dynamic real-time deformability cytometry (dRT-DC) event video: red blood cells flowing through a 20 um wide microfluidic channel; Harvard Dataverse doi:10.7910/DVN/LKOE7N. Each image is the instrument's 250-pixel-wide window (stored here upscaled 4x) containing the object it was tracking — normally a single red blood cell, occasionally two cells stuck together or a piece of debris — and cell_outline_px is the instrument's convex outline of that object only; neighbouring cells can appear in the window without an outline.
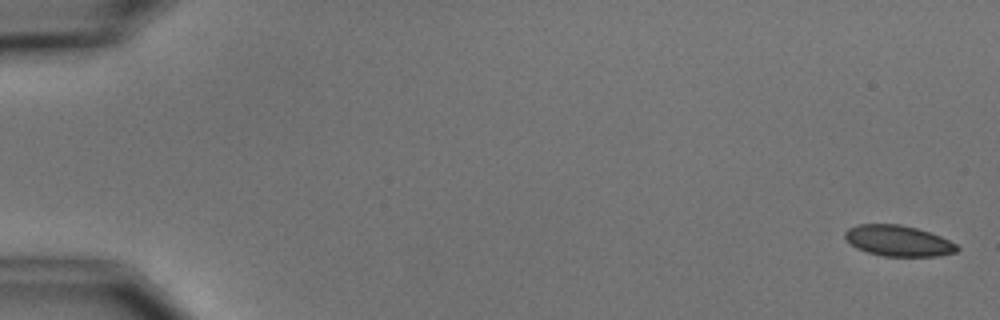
{"species": "common noctule bat (a hibernating species)", "species_latin": "Nyctalus noctula", "temperature_condition": "cold", "stored_images_in_passage": 7, "camera_frame_rate_fps": 3000, "um_per_image_px": 0.085, "animal": {"sex": "male", "body_mass_g": 15.6}, "frame": {"image": 1, "passage_image": 1, "time_ms": 0.0, "image_size_px": [1000, 320], "cell_outline_px": [[960, 248], [956, 252], [936, 256], [884, 256], [868, 252], [856, 248], [844, 236], [844, 232], [848, 228], [860, 224], [900, 224], [916, 228], [940, 236], [956, 244]], "centroid_in_image_um": [76.35, 20.46], "position_along_channel_um": 8.7, "area_um2": 19.94}}
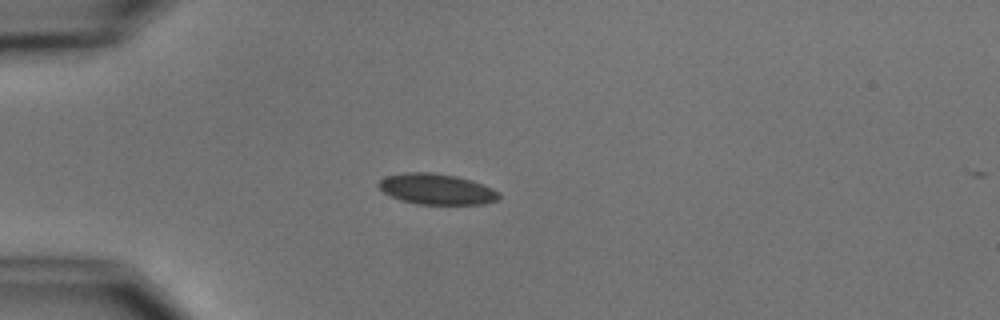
{"frame": {"image": 2, "passage_image": 5, "time_ms": 4.667, "image_size_px": [1000, 320], "cell_outline_px": [[500, 196], [496, 200], [484, 204], [416, 204], [400, 200], [384, 192], [376, 184], [384, 176], [408, 172], [432, 172], [456, 176], [472, 180], [492, 188], [500, 192]], "centroid_in_image_um": [37.1, 16.07], "position_along_channel_um": 47.9, "area_um2": 21.62}}